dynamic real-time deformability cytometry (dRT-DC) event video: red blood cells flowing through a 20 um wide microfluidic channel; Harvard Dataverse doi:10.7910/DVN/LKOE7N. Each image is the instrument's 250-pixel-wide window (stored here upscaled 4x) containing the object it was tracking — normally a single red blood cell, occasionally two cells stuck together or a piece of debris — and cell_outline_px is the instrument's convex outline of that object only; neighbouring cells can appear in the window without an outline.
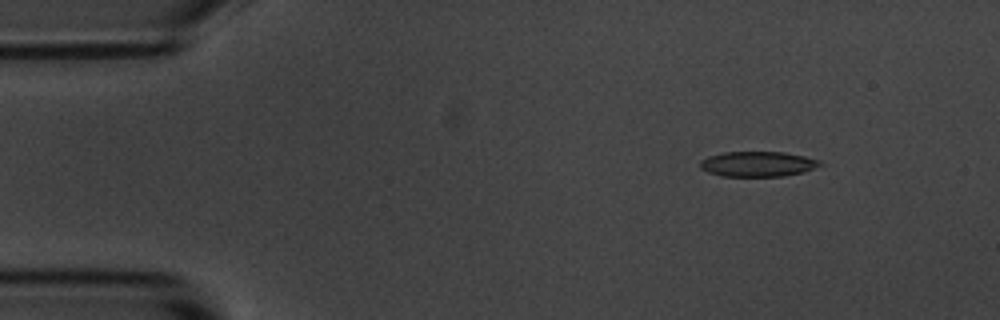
{"species": "common noctule bat (a hibernating species)", "species_latin": "Nyctalus noctula", "temperature_condition": "room temperature", "stored_images_in_passage": 5, "camera_frame_rate_fps": 3000, "um_per_image_px": 0.085, "animal": {"sex": "male", "body_mass_g": 20.1, "forearm_length_mm": 53.5}, "frame": {"image": 1, "passage_image": 1, "time_ms": 0.0, "image_size_px": [1000, 320], "cell_outline_px": [[824, 164], [804, 172], [784, 176], [720, 176], [708, 172], [700, 168], [700, 160], [708, 156], [724, 152], [784, 152], [804, 156], [820, 160]], "centroid_in_image_um": [64.41, 13.94], "position_along_channel_um": 20.6, "area_um2": 17.69}}